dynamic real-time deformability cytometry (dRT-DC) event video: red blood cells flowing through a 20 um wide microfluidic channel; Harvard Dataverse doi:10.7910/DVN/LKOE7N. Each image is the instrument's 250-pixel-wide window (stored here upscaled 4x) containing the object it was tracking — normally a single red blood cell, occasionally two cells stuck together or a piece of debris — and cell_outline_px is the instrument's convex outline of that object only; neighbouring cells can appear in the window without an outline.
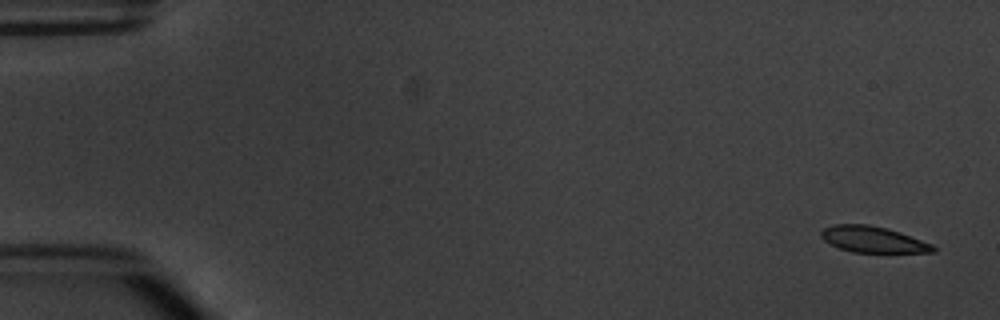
{"species": "common noctule bat (a hibernating species)", "species_latin": "Nyctalus noctula", "temperature_condition": "warm", "stored_images_in_passage": 5, "camera_frame_rate_fps": 3000, "um_per_image_px": 0.085, "animal": {"sex": "male", "body_mass_g": 20.1, "forearm_length_mm": 53.5}, "frame": {"image": 1, "passage_image": 1, "time_ms": 0.0, "image_size_px": [1000, 320], "cell_outline_px": [[936, 252], [852, 252], [840, 248], [824, 240], [820, 236], [820, 232], [824, 228], [832, 224], [868, 224], [888, 228], [900, 232], [932, 244], [936, 248]], "centroid_in_image_um": [74.19, 20.34], "position_along_channel_um": 10.8, "area_um2": 16.99}}
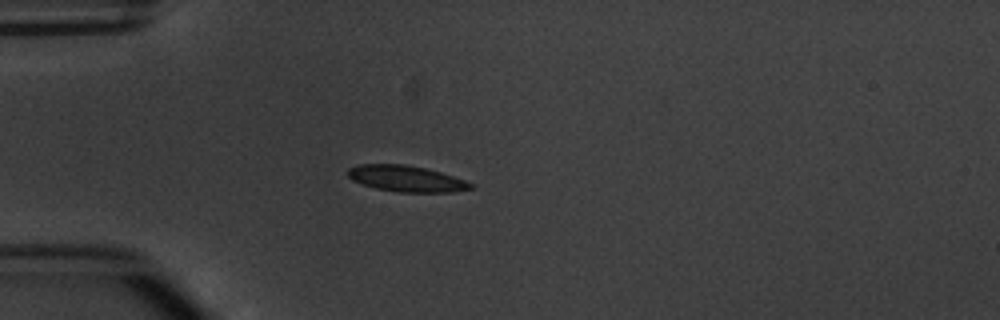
{"frame": {"image": 2, "passage_image": 4, "time_ms": 4.333, "image_size_px": [1000, 320], "cell_outline_px": [[472, 188], [452, 192], [396, 192], [376, 188], [352, 180], [348, 176], [348, 168], [360, 164], [404, 164], [424, 168], [440, 172], [464, 180], [472, 184]], "centroid_in_image_um": [34.5, 15.18], "position_along_channel_um": 50.5, "area_um2": 18.44}}